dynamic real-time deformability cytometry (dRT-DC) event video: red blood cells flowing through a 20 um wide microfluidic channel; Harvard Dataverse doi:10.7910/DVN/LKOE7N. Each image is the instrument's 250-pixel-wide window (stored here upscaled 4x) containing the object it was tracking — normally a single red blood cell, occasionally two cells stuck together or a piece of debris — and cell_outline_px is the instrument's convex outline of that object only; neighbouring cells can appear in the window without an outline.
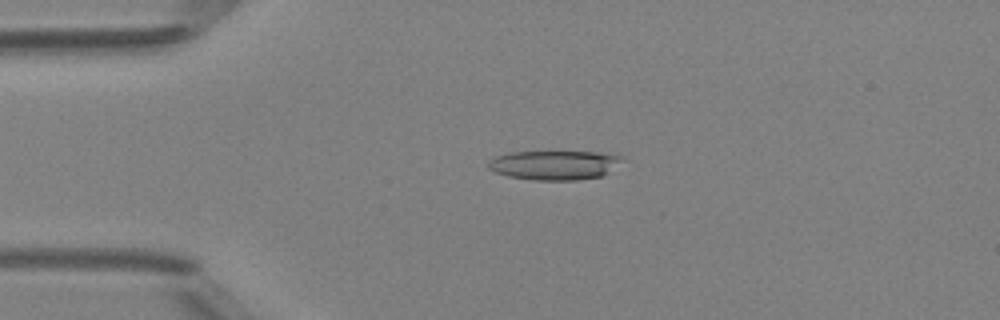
{"species": "Egyptian fruit bat (a non-hibernating species)", "species_latin": "Rousettus aegyptiacus", "temperature_condition": "room temperature", "stored_images_in_passage": 49, "camera_frame_rate_fps": 3000, "um_per_image_px": 0.085, "animal": {"sex": "female"}, "frame": {"image": 1, "passage_image": 11, "time_ms": 3.333, "image_size_px": [1000, 320], "cell_outline_px": [[628, 160], [600, 176], [576, 180], [536, 180], [508, 176], [496, 172], [488, 168], [488, 160], [496, 156], [512, 152], [620, 152]], "centroid_in_image_um": [47.25, 14.01], "position_along_channel_um": 37.8, "area_um2": 23.24}}
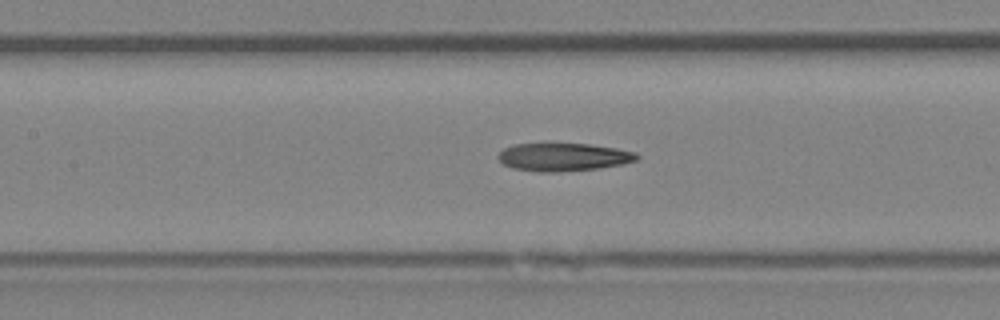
{"frame": {"image": 2, "passage_image": 22, "time_ms": 7.0, "image_size_px": [1000, 320], "cell_outline_px": [[640, 156], [636, 160], [620, 164], [596, 168], [556, 172], [536, 172], [512, 168], [504, 164], [496, 156], [504, 148], [512, 144], [544, 140], [552, 140], [592, 144], [616, 148], [636, 152]], "centroid_in_image_um": [47.8, 13.28], "position_along_channel_um": 159.6, "area_um2": 23.76}}
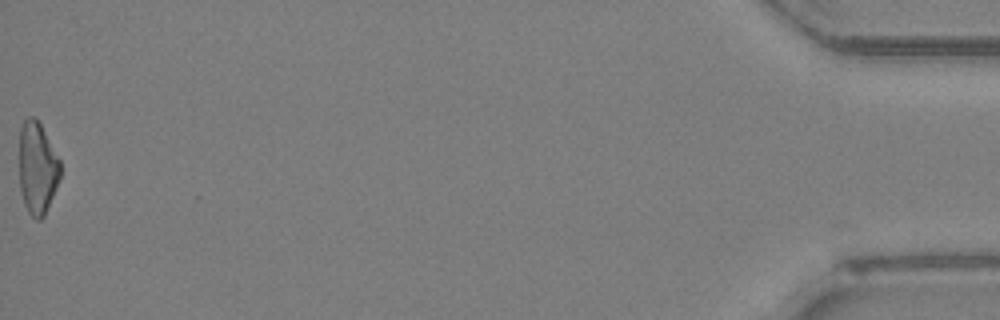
{"frame": {"image": 3, "passage_image": 49, "time_ms": 16.0, "image_size_px": [1000, 320], "cell_outline_px": [[60, 180], [44, 216], [40, 220], [36, 220], [28, 212], [24, 204], [20, 192], [20, 128], [24, 120], [28, 116], [36, 116], [60, 160]], "centroid_in_image_um": [3.18, 14.29], "position_along_channel_um": 432.0, "area_um2": 22.14}, "authors_computed_cell_mechanics": {"area_um2": 23.2356, "velocity_mm_per_s": 4.1898, "shape_relaxation_time_tau1_ms": null, "shape_relaxation_time_tau2_ms": 6.0887, "deformation_change_tau1": null, "deformation_change_tau2": 0.204}}